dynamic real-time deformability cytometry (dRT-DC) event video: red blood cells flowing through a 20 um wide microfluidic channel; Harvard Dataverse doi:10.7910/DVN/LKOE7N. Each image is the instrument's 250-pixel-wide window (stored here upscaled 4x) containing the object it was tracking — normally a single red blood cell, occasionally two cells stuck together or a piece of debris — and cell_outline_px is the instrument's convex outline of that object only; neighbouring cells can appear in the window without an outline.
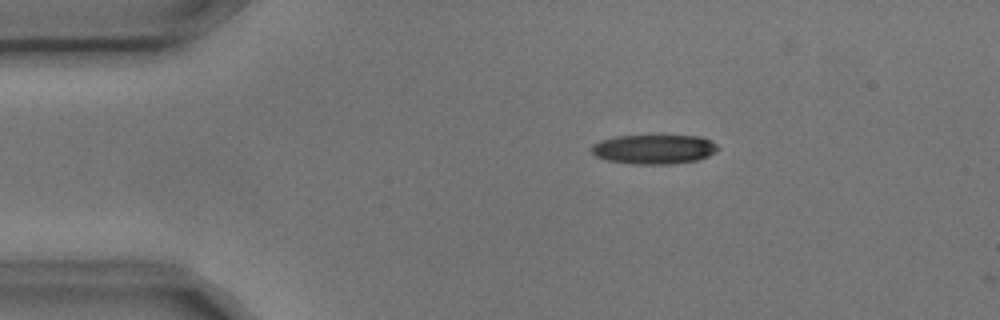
{"species": "common noctule bat (a hibernating species)", "species_latin": "Nyctalus noctula", "temperature_condition": "cold", "stored_images_in_passage": 3, "camera_frame_rate_fps": 3000, "um_per_image_px": 0.085, "animal": {"sex": "male", "body_mass_g": 17.9, "forearm_length_mm": 54.2}, "frame": {"image": 1, "passage_image": 2, "time_ms": 0.333, "image_size_px": [1000, 320], "cell_outline_px": [[720, 148], [708, 156], [696, 160], [672, 164], [632, 164], [608, 160], [596, 156], [592, 152], [592, 144], [600, 140], [616, 136], [700, 136], [712, 140]], "centroid_in_image_um": [55.6, 12.68], "position_along_channel_um": 29.4, "area_um2": 21.62}}